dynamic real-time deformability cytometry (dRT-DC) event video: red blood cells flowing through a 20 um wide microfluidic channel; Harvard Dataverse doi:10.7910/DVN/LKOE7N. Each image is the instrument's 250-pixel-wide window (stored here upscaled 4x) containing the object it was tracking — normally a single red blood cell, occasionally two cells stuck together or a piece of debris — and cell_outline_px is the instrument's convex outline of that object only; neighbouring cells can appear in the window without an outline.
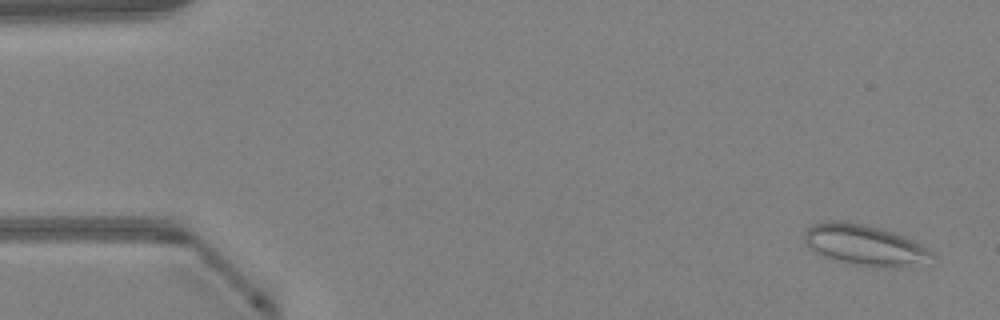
{"species": "Egyptian fruit bat (a non-hibernating species)", "species_latin": "Rousettus aegyptiacus", "temperature_condition": "warm", "stored_images_in_passage": 48, "camera_frame_rate_fps": 3000, "um_per_image_px": 0.085, "animal": {"sex": "female"}, "frame": {"image": 1, "passage_image": 2, "time_ms": 0.333, "image_size_px": [1000, 320], "cell_outline_px": [[936, 256], [892, 268], [856, 264], [820, 256], [804, 240], [804, 232], [812, 224], [824, 220], [844, 220], [864, 224], [896, 232], [928, 248]], "centroid_in_image_um": [73.41, 20.77], "position_along_channel_um": 11.6, "area_um2": 29.71}}
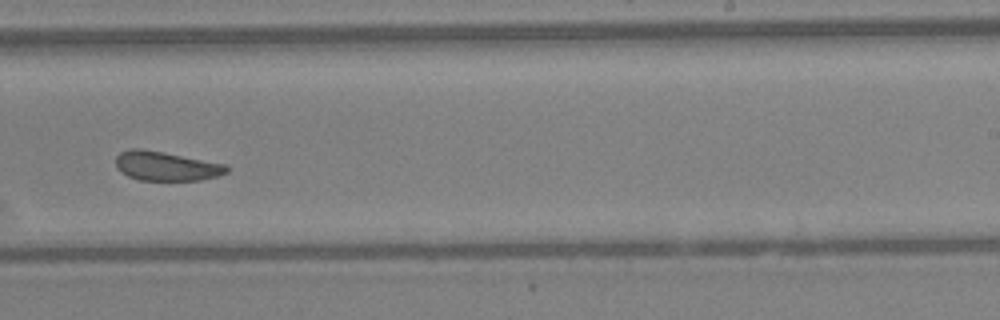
{"frame": {"image": 2, "passage_image": 30, "time_ms": 9.667, "image_size_px": [1000, 320], "cell_outline_px": [[228, 172], [216, 176], [200, 180], [140, 180], [128, 176], [120, 172], [116, 168], [116, 156], [120, 152], [132, 148], [140, 148], [164, 152], [224, 164], [228, 168]], "centroid_in_image_um": [14.07, 14.11], "position_along_channel_um": 274.9, "area_um2": 18.79}}
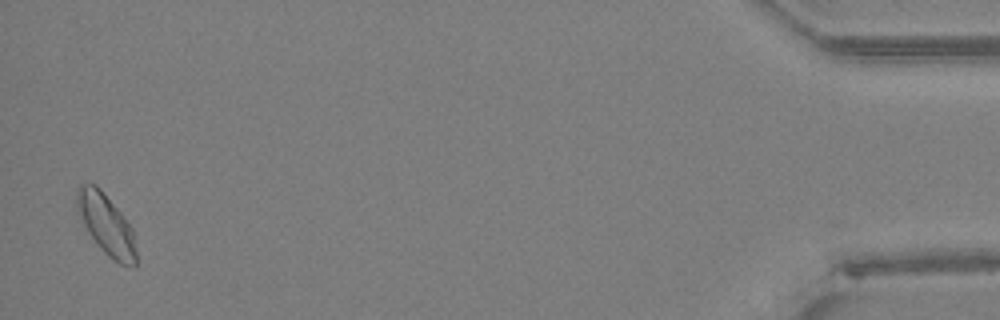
{"frame": {"image": 3, "passage_image": 47, "time_ms": 15.333, "image_size_px": [1000, 320], "cell_outline_px": [[136, 264], [132, 268], [120, 264], [108, 256], [104, 252], [88, 232], [76, 212], [76, 188], [80, 184], [96, 184], [100, 188], [120, 212], [132, 228], [136, 252]], "centroid_in_image_um": [9.0, 19.07], "position_along_channel_um": 426.2, "area_um2": 20.92}}